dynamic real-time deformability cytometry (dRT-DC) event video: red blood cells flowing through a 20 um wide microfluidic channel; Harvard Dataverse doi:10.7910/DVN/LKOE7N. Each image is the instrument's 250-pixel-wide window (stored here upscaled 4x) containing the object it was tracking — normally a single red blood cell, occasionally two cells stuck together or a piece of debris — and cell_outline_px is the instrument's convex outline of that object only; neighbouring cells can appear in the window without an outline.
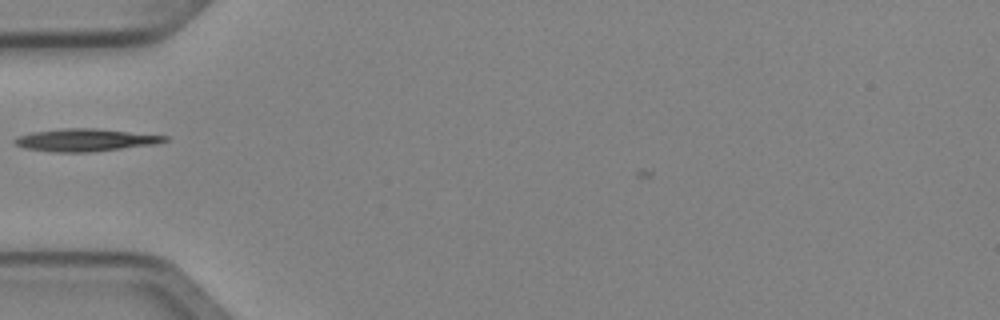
{"species": "Egyptian fruit bat (a non-hibernating species)", "species_latin": "Rousettus aegyptiacus", "temperature_condition": "cold", "stored_images_in_passage": 3, "camera_frame_rate_fps": 3000, "um_per_image_px": 0.085, "animal": {"sex": "female"}, "frame": {"image": 1, "passage_image": 2, "time_ms": 0.333, "image_size_px": [1000, 320], "cell_outline_px": [[168, 140], [156, 144], [88, 152], [56, 152], [24, 148], [16, 144], [12, 140], [20, 136], [32, 132], [64, 128], [96, 128], [168, 136]], "centroid_in_image_um": [7.26, 11.89], "position_along_channel_um": 77.7, "area_um2": 19.48}}
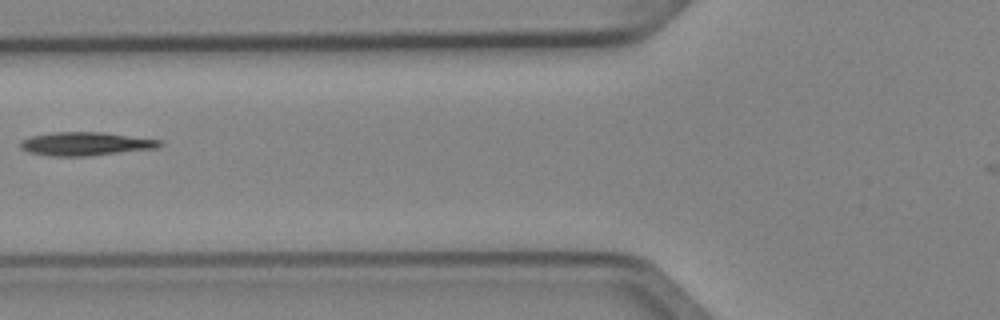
{"frame": {"image": 2, "passage_image": 3, "time_ms": 0.667, "image_size_px": [1000, 320], "cell_outline_px": [[164, 144], [156, 148], [88, 156], [52, 156], [28, 152], [20, 148], [20, 140], [32, 136], [56, 132], [100, 132], [164, 140]], "centroid_in_image_um": [7.29, 12.22], "position_along_channel_um": 118.5, "area_um2": 19.02}}